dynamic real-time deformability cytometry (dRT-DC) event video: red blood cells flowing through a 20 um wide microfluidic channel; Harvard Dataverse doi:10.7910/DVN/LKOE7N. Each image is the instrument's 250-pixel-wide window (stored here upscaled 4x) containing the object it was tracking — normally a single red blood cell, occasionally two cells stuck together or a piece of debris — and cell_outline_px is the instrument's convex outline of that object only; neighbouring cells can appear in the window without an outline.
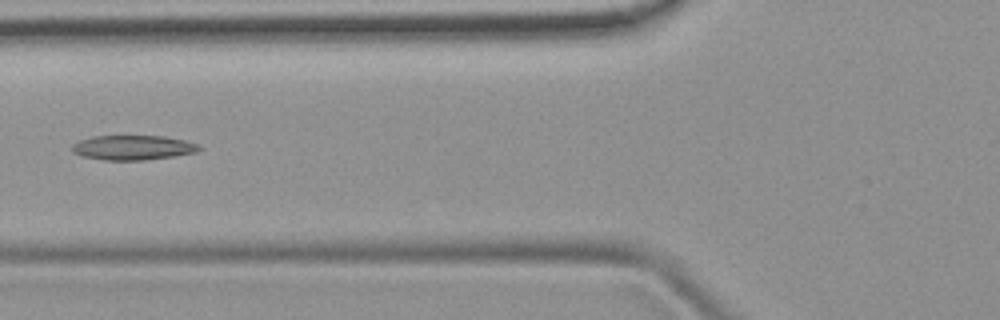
{"species": "common noctule bat (a hibernating species)", "species_latin": "Nyctalus noctula", "temperature_condition": "room temperature", "stored_images_in_passage": 4, "camera_frame_rate_fps": 3000, "um_per_image_px": 0.085, "animal": {"sex": "female", "body_mass_g": 19.9}, "frame": {"image": 1, "passage_image": 4, "time_ms": 4.333, "image_size_px": [1000, 320], "cell_outline_px": [[200, 148], [196, 152], [176, 156], [144, 160], [104, 160], [84, 156], [72, 152], [72, 144], [80, 140], [92, 136], [164, 136], [184, 140], [200, 144]], "centroid_in_image_um": [11.31, 12.54], "position_along_channel_um": 114.5, "area_um2": 18.26}}